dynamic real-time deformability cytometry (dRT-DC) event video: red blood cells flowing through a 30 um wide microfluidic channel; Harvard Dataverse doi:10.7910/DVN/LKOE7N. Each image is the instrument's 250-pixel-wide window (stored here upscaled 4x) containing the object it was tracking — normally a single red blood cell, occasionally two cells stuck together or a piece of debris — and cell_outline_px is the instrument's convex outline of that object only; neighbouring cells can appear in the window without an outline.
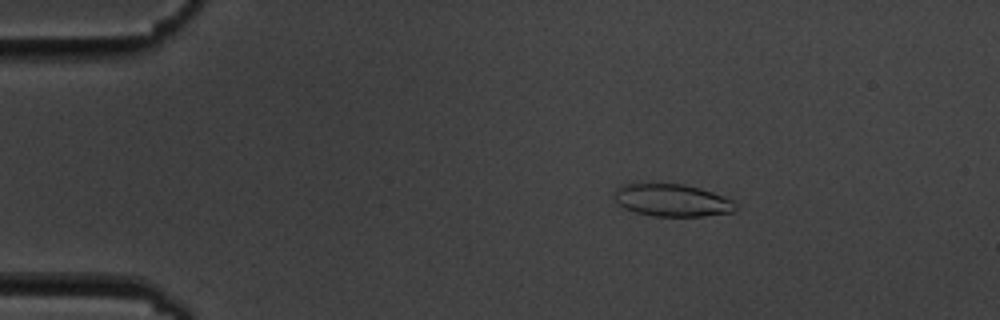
{"species": "common noctule bat (a hibernating species)", "species_latin": "Nyctalus noctula", "temperature_condition": "cold", "stored_images_in_passage": 3, "camera_frame_rate_fps": 3000, "um_per_image_px": 0.085, "animal": {"sex": "male", "body_mass_g": 19.5, "forearm_length_mm": 54.6}, "frame": {"image": 1, "passage_image": 1, "time_ms": 0.0, "image_size_px": [1000, 320], "cell_outline_px": [[736, 208], [732, 212], [704, 216], [652, 216], [636, 212], [624, 208], [616, 204], [616, 188], [620, 184], [632, 180], [684, 184], [700, 188], [724, 196], [732, 200], [736, 204]], "centroid_in_image_um": [57.04, 16.97], "position_along_channel_um": 28.0, "area_um2": 23.76}}